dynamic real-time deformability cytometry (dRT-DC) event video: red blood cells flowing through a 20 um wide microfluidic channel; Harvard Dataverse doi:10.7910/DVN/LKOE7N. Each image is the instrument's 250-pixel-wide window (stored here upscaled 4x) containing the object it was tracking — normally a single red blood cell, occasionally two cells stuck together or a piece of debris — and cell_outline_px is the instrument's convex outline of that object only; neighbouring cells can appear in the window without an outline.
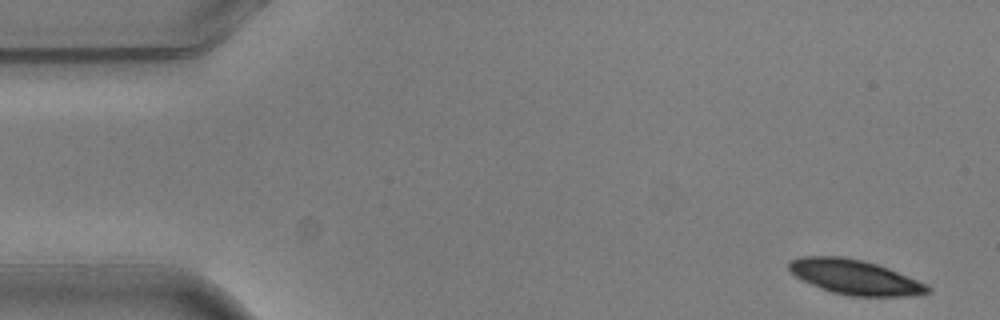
{"species": "common noctule bat (a hibernating species)", "species_latin": "Nyctalus noctula", "temperature_condition": "warm", "stored_images_in_passage": 5, "segment_of_instrument_passage": [2, 2], "camera_frame_rate_fps": 3000, "um_per_image_px": 0.085, "animal": {"sex": "male", "body_mass_g": 20.5, "forearm_length_mm": 52.5}, "frame": {"image": 1, "passage_image": 5, "time_ms": 1.333, "image_size_px": [1000, 320], "cell_outline_px": [[932, 292], [916, 296], [848, 296], [832, 292], [812, 284], [796, 276], [788, 268], [788, 264], [792, 260], [804, 256], [840, 256], [864, 260], [888, 268], [916, 280], [932, 288]], "centroid_in_image_um": [72.7, 23.56], "position_along_channel_um": 12.3, "area_um2": 27.8}}